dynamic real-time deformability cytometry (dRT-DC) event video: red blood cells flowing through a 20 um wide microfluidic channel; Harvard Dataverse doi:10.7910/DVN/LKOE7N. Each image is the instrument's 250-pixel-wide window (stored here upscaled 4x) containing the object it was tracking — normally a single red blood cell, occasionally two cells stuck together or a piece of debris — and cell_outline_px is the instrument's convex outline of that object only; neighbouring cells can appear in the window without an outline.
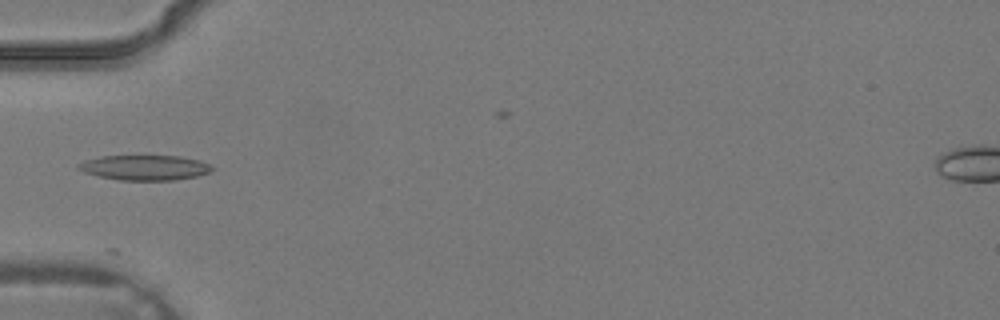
{"species": "common noctule bat (a hibernating species)", "species_latin": "Nyctalus noctula", "temperature_condition": "warm", "stored_images_in_passage": 3, "camera_frame_rate_fps": 3000, "um_per_image_px": 0.085, "animal": {"sex": "male", "body_mass_g": 19.2, "forearm_length_mm": 51.8}, "frame": {"image": 1, "passage_image": 3, "time_ms": 0.667, "image_size_px": [1000, 320], "cell_outline_px": [[212, 168], [208, 172], [196, 176], [176, 180], [120, 180], [100, 176], [84, 172], [76, 168], [76, 164], [84, 160], [100, 156], [180, 156], [200, 160], [208, 164]], "centroid_in_image_um": [12.25, 14.24], "position_along_channel_um": 72.7, "area_um2": 19.42}}